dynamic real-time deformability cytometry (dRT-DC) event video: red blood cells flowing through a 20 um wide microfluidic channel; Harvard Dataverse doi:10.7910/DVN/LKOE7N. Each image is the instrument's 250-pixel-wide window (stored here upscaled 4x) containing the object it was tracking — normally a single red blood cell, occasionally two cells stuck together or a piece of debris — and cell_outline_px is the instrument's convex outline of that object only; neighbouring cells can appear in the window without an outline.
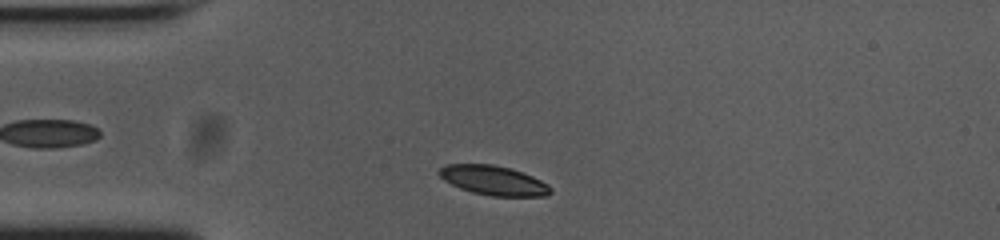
{"species": "common noctule bat (a hibernating species)", "species_latin": "Nyctalus noctula", "temperature_condition": "cold", "stored_images_in_passage": 40, "camera_frame_rate_fps": 3000, "um_per_image_px": 0.085, "animal": {"sex": "female", "body_mass_g": 23.0, "forearm_length_mm": 53.4}, "frame": {"image": 1, "passage_image": 4, "time_ms": 1.0, "image_size_px": [1000, 240], "cell_outline_px": [[552, 192], [548, 196], [492, 196], [472, 192], [460, 188], [444, 180], [436, 172], [444, 164], [492, 164], [512, 168], [532, 176], [548, 184], [552, 188]], "centroid_in_image_um": [41.95, 15.33], "position_along_channel_um": 43.0, "area_um2": 19.25}}
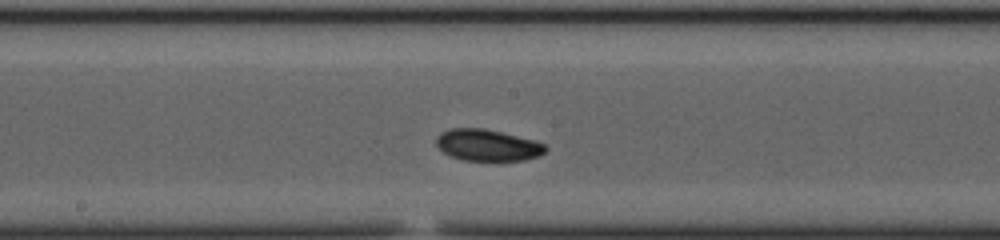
{"frame": {"image": 2, "passage_image": 19, "time_ms": 6.0, "image_size_px": [1000, 240], "cell_outline_px": [[548, 148], [540, 156], [524, 160], [464, 160], [452, 156], [444, 152], [436, 144], [436, 136], [440, 132], [448, 128], [484, 128], [532, 140], [544, 144]], "centroid_in_image_um": [41.41, 12.33], "position_along_channel_um": 206.8, "area_um2": 19.88}}
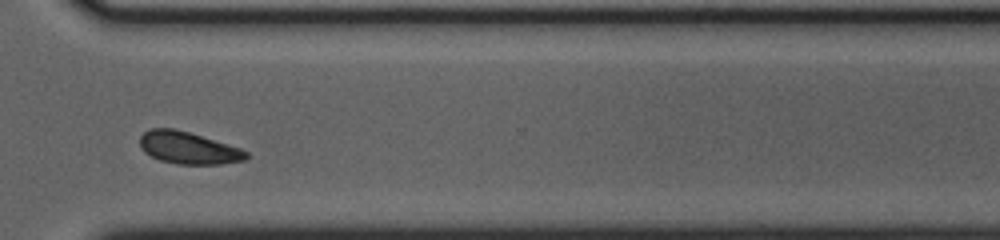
{"frame": {"image": 3, "passage_image": 31, "time_ms": 10.0, "image_size_px": [1000, 240], "cell_outline_px": [[248, 156], [244, 160], [220, 164], [176, 164], [160, 160], [144, 152], [140, 148], [140, 136], [144, 132], [152, 128], [172, 128], [188, 132], [240, 148], [248, 152]], "centroid_in_image_um": [15.98, 12.57], "position_along_channel_um": 354.6, "area_um2": 19.71}, "authors_computed_cell_mechanics": {"area_um2": 19.6809, "velocity_mm_per_s": 3.6856, "shape_relaxation_time_tau1_ms": 3.5902, "shape_relaxation_time_tau2_ms": 4.4051, "deformation_change_tau1": 0.0878, "deformation_change_tau2": 0.0824}}